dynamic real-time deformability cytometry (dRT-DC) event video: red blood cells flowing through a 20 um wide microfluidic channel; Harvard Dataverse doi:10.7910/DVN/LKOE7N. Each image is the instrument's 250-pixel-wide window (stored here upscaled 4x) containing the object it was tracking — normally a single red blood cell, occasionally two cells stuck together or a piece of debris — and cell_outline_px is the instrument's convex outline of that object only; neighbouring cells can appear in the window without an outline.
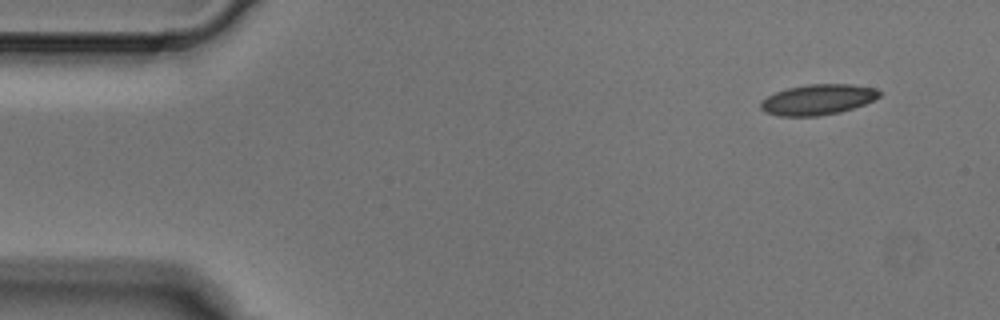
{"species": "Egyptian fruit bat (a non-hibernating species)", "species_latin": "Rousettus aegyptiacus", "temperature_condition": "cold", "stored_images_in_passage": 3, "camera_frame_rate_fps": 3000, "um_per_image_px": 0.085, "animal": {"sex": "male"}, "frame": {"image": 1, "passage_image": 1, "time_ms": 0.0, "image_size_px": [1000, 320], "cell_outline_px": [[880, 96], [864, 104], [840, 112], [816, 116], [780, 116], [764, 112], [760, 108], [760, 100], [776, 92], [788, 88], [808, 84], [852, 84], [876, 88], [880, 92]], "centroid_in_image_um": [69.49, 8.46], "position_along_channel_um": 15.5, "area_um2": 21.04}}
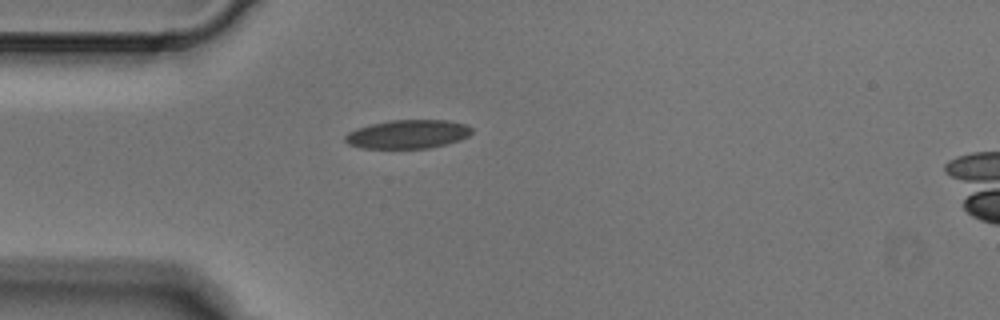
{"frame": {"image": 2, "passage_image": 3, "time_ms": 0.667, "image_size_px": [1000, 320], "cell_outline_px": [[472, 132], [468, 136], [460, 140], [428, 148], [360, 148], [348, 144], [344, 140], [344, 136], [348, 132], [356, 128], [388, 120], [448, 120], [468, 124], [472, 128]], "centroid_in_image_um": [34.66, 11.4], "position_along_channel_um": 50.3, "area_um2": 21.27}}